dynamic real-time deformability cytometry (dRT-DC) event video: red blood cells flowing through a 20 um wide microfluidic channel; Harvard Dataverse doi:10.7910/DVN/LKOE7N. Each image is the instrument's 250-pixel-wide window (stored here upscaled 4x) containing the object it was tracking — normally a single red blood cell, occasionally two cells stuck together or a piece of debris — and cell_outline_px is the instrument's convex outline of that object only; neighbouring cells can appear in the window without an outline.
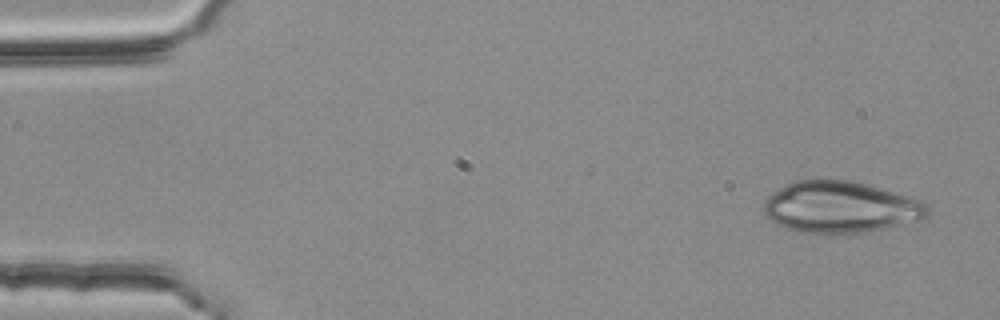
{"species": "common noctule bat (a hibernating species)", "species_latin": "Nyctalus noctula", "temperature_condition": "room temperature", "stored_images_in_passage": 3, "camera_frame_rate_fps": 3000, "um_per_image_px": 0.085, "animal": {"sex": "female", "body_mass_g": 25.1}, "frame": {"image": 1, "passage_image": 1, "time_ms": 0.0, "image_size_px": [1000, 320], "cell_outline_px": [[928, 216], [924, 220], [864, 232], [800, 232], [788, 228], [772, 220], [760, 208], [764, 200], [768, 196], [780, 188], [796, 180], [828, 176], [852, 180], [912, 196], [928, 204]], "centroid_in_image_um": [71.47, 17.55], "position_along_channel_um": 13.5, "area_um2": 49.77}}